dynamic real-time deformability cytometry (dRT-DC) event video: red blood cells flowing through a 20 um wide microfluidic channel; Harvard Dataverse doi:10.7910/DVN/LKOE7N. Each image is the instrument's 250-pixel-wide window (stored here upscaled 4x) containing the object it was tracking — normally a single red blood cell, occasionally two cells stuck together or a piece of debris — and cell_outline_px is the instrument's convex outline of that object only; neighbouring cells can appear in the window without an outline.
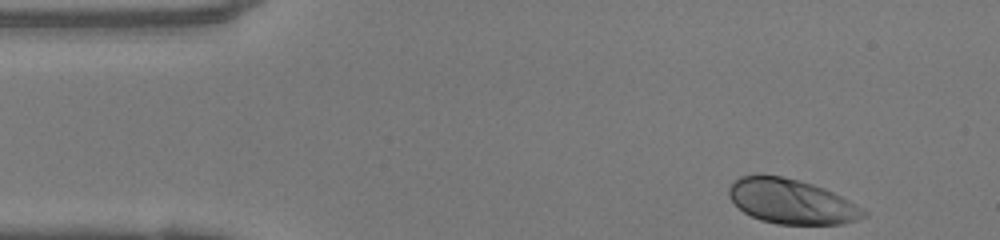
{"species": "human", "species_latin": "Homo sapiens", "temperature_condition": "warm", "stored_images_in_passage": 36, "camera_frame_rate_fps": 3000, "um_per_image_px": 0.085, "donor": {"sex": "female"}, "frame": {"image": 1, "passage_image": 1, "time_ms": 0.0, "image_size_px": [1000, 240], "cell_outline_px": [[868, 216], [844, 224], [776, 224], [760, 220], [744, 212], [728, 196], [728, 188], [740, 176], [780, 176], [800, 180], [824, 188], [848, 200], [868, 212]], "centroid_in_image_um": [67.3, 17.14], "position_along_channel_um": 17.7, "area_um2": 34.74}}
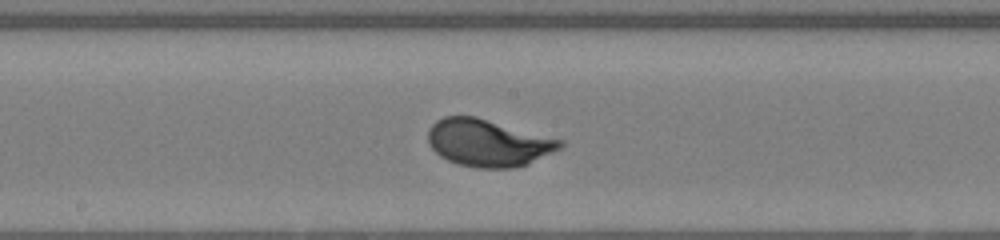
{"frame": {"image": 2, "passage_image": 21, "time_ms": 6.667, "image_size_px": [1000, 240], "cell_outline_px": [[564, 144], [560, 148], [528, 164], [516, 168], [476, 168], [460, 164], [448, 160], [440, 156], [428, 144], [428, 128], [436, 120], [444, 116], [476, 116], [564, 140]], "centroid_in_image_um": [41.48, 12.13], "position_along_channel_um": 206.7, "area_um2": 36.41}}
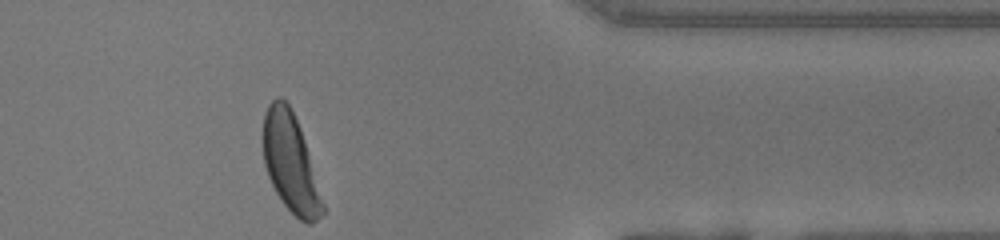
{"frame": {"image": 3, "passage_image": 36, "time_ms": 11.667, "image_size_px": [1000, 240], "cell_outline_px": [[324, 212], [312, 224], [308, 224], [300, 220], [284, 204], [276, 192], [268, 176], [264, 164], [260, 140], [260, 136], [264, 112], [268, 104], [276, 96], [280, 96], [288, 104], [300, 128], [304, 140], [324, 204]], "centroid_in_image_um": [24.63, 13.8], "position_along_channel_um": 386.8, "area_um2": 34.28}, "authors_computed_cell_mechanics": {"area_um2": 35.2869, "velocity_mm_per_s": 4.0592, "shape_relaxation_time_tau1_ms": 2.0999, "shape_relaxation_time_tau2_ms": null, "deformation_change_tau1": 0.171, "deformation_change_tau2": null}}